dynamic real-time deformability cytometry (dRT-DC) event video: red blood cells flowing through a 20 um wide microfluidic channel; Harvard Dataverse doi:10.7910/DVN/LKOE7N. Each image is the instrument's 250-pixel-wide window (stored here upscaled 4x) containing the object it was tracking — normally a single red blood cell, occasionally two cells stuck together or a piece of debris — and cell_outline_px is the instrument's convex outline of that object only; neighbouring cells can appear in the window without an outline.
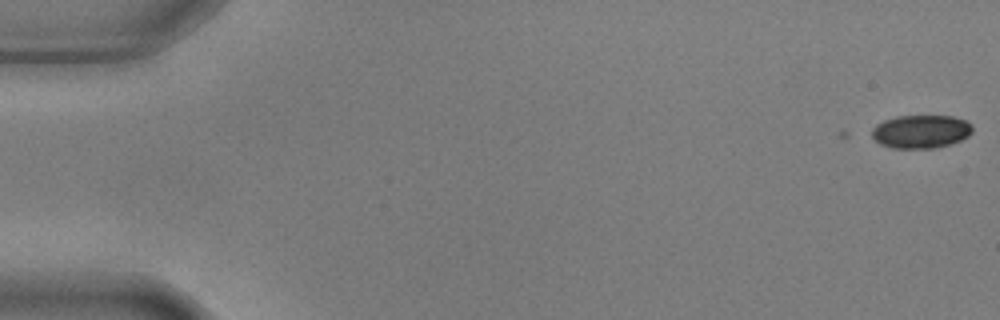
{"species": "common noctule bat (a hibernating species)", "species_latin": "Nyctalus noctula", "temperature_condition": "warm", "stored_images_in_passage": 4, "camera_frame_rate_fps": 3000, "um_per_image_px": 0.085, "animal": {"sex": "male", "body_mass_g": 17.9, "forearm_length_mm": 54.2}, "frame": {"image": 1, "passage_image": 4, "time_ms": 1.0, "image_size_px": [1000, 320], "cell_outline_px": [[972, 132], [968, 136], [960, 140], [936, 148], [892, 148], [880, 144], [872, 136], [872, 128], [876, 124], [884, 120], [896, 116], [952, 116], [964, 120], [972, 124]], "centroid_in_image_um": [78.26, 11.18], "position_along_channel_um": 6.7, "area_um2": 19.48}}